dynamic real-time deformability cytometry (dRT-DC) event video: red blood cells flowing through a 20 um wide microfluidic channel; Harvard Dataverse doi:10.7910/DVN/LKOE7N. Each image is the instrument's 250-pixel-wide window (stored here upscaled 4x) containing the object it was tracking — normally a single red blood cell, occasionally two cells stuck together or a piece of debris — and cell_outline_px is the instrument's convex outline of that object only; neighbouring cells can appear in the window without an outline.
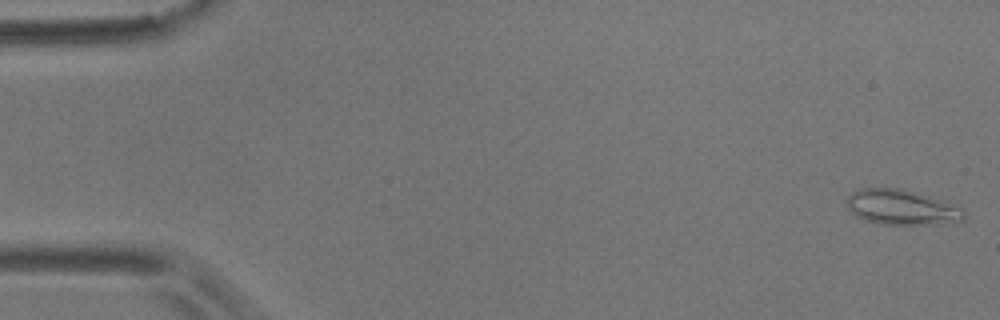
{"species": "common noctule bat (a hibernating species)", "species_latin": "Nyctalus noctula", "temperature_condition": "room temperature", "stored_images_in_passage": 23, "camera_frame_rate_fps": 3000, "um_per_image_px": 0.085, "animal": {"sex": "male", "body_mass_g": 17.9}, "frame": {"image": 1, "passage_image": 1, "time_ms": 0.0, "image_size_px": [1000, 320], "cell_outline_px": [[964, 220], [960, 224], [876, 224], [856, 216], [848, 208], [844, 200], [852, 192], [860, 188], [900, 188], [944, 200], [964, 208]], "centroid_in_image_um": [76.69, 17.63], "position_along_channel_um": 8.3, "area_um2": 24.51}}
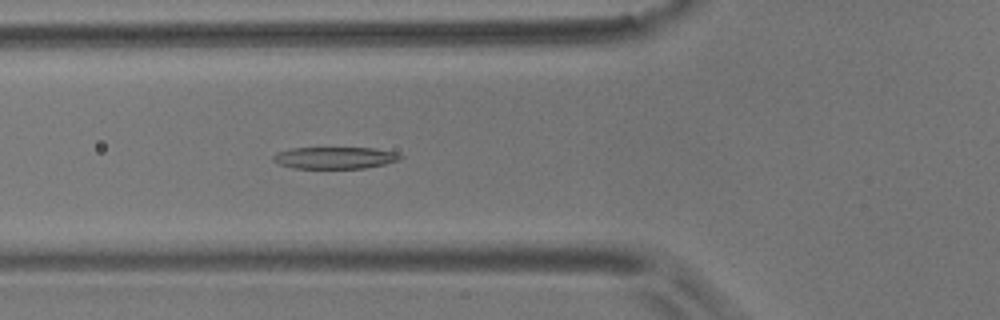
{"frame": {"image": 2, "passage_image": 20, "time_ms": 6.333, "image_size_px": [1000, 320], "cell_outline_px": [[404, 156], [400, 160], [384, 164], [364, 168], [292, 168], [280, 164], [272, 160], [272, 156], [276, 152], [292, 148], [376, 148], [396, 152]], "centroid_in_image_um": [28.47, 13.41], "position_along_channel_um": 97.3, "area_um2": 16.24}}
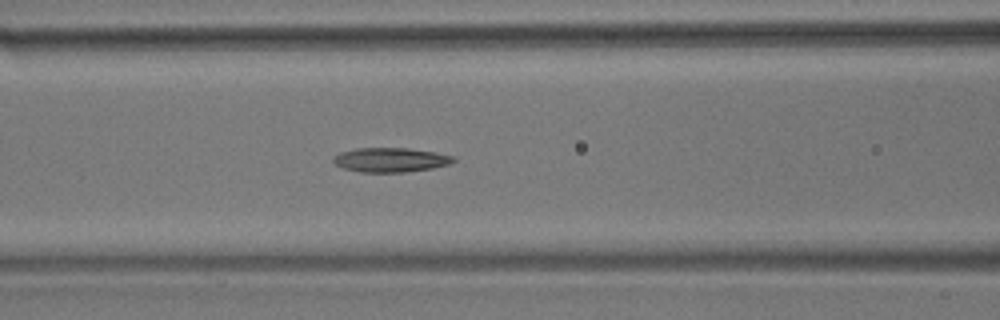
{"frame": {"image": 3, "passage_image": 23, "time_ms": 7.333, "image_size_px": [1000, 320], "cell_outline_px": [[456, 160], [448, 164], [432, 168], [404, 172], [360, 172], [344, 168], [336, 164], [332, 160], [332, 156], [340, 152], [356, 148], [408, 148], [432, 152], [452, 156]], "centroid_in_image_um": [33.14, 13.58], "position_along_channel_um": 133.5, "area_um2": 16.88}}